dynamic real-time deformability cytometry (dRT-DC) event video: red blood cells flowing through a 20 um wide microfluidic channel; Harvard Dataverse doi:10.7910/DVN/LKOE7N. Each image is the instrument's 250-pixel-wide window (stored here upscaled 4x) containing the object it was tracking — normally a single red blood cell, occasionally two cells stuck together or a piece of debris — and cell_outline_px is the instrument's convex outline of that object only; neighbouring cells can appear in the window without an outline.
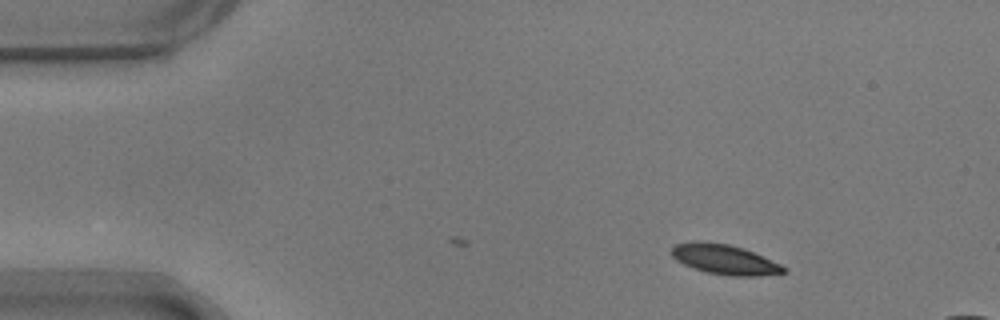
{"species": "common noctule bat (a hibernating species)", "species_latin": "Nyctalus noctula", "temperature_condition": "warm", "stored_images_in_passage": 10, "camera_frame_rate_fps": 3000, "um_per_image_px": 0.085, "animal": {"sex": "male", "body_mass_g": 17.9}, "frame": {"image": 1, "passage_image": 1, "time_ms": 0.0, "image_size_px": [1000, 320], "cell_outline_px": [[788, 272], [756, 276], [728, 276], [708, 272], [684, 264], [676, 260], [672, 256], [672, 244], [728, 244], [744, 248], [780, 264], [788, 268]], "centroid_in_image_um": [61.68, 22.1], "position_along_channel_um": 23.3, "area_um2": 18.73}}